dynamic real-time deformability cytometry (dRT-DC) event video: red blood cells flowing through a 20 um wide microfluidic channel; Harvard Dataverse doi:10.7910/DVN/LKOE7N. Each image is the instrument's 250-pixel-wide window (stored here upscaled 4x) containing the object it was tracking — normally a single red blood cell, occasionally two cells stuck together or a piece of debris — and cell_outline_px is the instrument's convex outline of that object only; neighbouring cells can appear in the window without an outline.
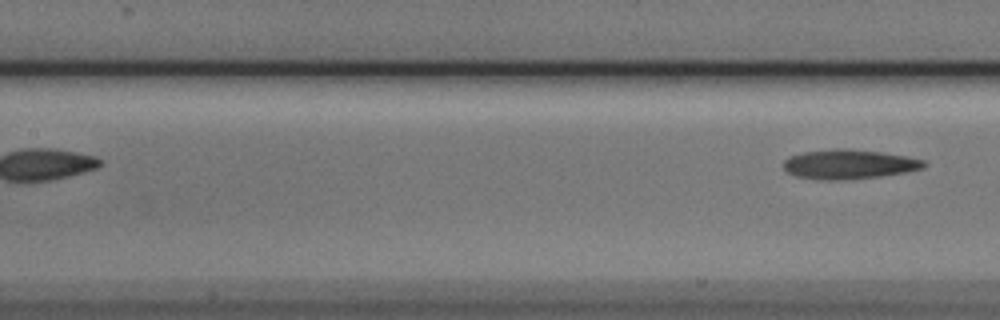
{"species": "Egyptian fruit bat (a non-hibernating species)", "species_latin": "Rousettus aegyptiacus", "temperature_condition": "cold", "stored_images_in_passage": 9, "segment_of_instrument_passage": [2, 2], "camera_frame_rate_fps": 3000, "um_per_image_px": 0.085, "animal": {"sex": "male"}, "frame": {"image": 1, "passage_image": 9, "time_ms": 2.667, "image_size_px": [1000, 320], "cell_outline_px": [[928, 164], [924, 168], [908, 172], [876, 176], [840, 180], [828, 180], [796, 176], [788, 172], [784, 168], [784, 160], [788, 156], [804, 152], [836, 148], [848, 148], [880, 152], [908, 156], [924, 160]], "centroid_in_image_um": [72.19, 13.94], "position_along_channel_um": 135.2, "area_um2": 24.04}}